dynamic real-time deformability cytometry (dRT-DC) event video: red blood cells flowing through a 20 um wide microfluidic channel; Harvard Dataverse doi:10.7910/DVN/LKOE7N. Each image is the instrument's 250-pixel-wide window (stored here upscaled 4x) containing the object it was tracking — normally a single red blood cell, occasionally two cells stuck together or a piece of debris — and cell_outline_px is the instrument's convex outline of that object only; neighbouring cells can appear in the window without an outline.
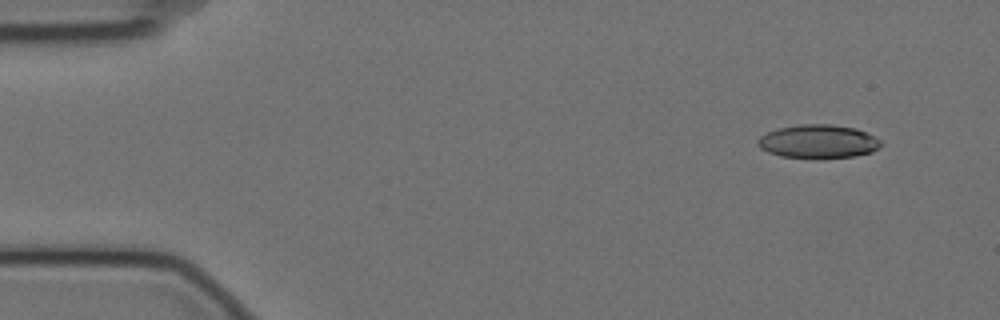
{"species": "Egyptian fruit bat (a non-hibernating species)", "species_latin": "Rousettus aegyptiacus", "temperature_condition": "cold", "stored_images_in_passage": 6, "camera_frame_rate_fps": 3000, "um_per_image_px": 0.085, "animal": {"sex": "female"}, "frame": {"image": 1, "passage_image": 2, "time_ms": 0.333, "image_size_px": [1000, 320], "cell_outline_px": [[884, 144], [880, 148], [872, 152], [856, 156], [780, 156], [768, 152], [760, 148], [756, 140], [760, 136], [776, 128], [800, 124], [828, 124], [856, 128], [880, 140]], "centroid_in_image_um": [69.55, 11.99], "position_along_channel_um": 15.5, "area_um2": 23.52}}
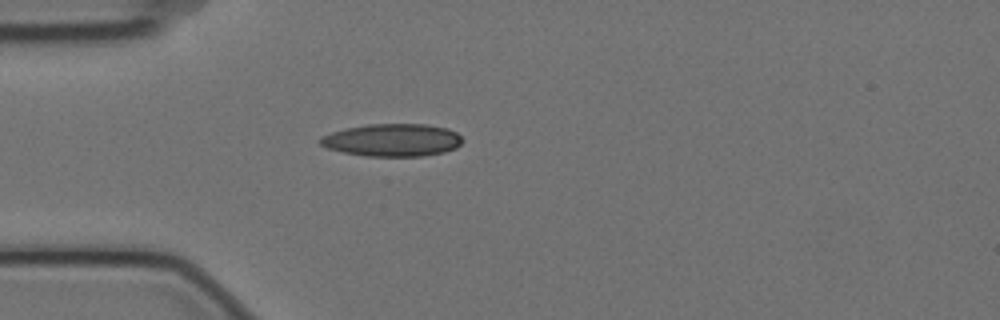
{"frame": {"image": 2, "passage_image": 5, "time_ms": 1.333, "image_size_px": [1000, 320], "cell_outline_px": [[464, 140], [456, 148], [444, 152], [424, 156], [364, 156], [344, 152], [328, 148], [320, 144], [320, 136], [344, 128], [368, 124], [424, 124], [448, 128], [456, 132]], "centroid_in_image_um": [33.37, 11.9], "position_along_channel_um": 51.6, "area_um2": 27.11}}